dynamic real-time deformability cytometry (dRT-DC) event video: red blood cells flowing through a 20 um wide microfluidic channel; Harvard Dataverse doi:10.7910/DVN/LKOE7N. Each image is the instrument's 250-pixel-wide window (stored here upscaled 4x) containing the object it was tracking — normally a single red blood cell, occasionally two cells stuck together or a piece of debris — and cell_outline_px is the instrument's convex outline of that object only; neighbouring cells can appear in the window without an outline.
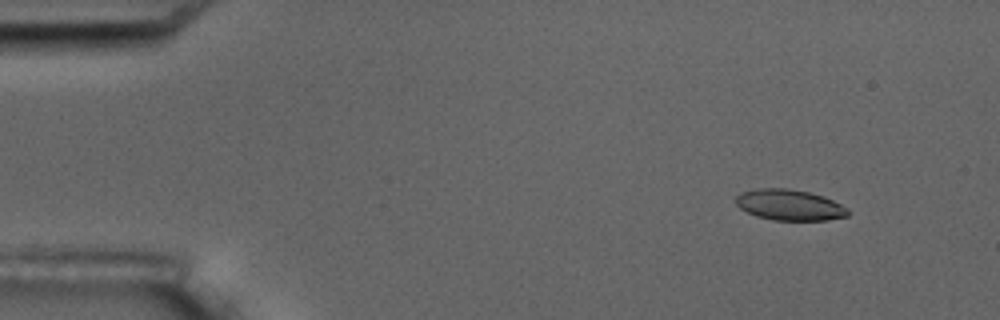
{"species": "common noctule bat (a hibernating species)", "species_latin": "Nyctalus noctula", "temperature_condition": "room temperature", "stored_images_in_passage": 6, "camera_frame_rate_fps": 3000, "um_per_image_px": 0.085, "animal": {"sex": "male", "body_mass_g": 17.5, "forearm_length_mm": 52.3}, "frame": {"image": 1, "passage_image": 2, "time_ms": 1.333, "image_size_px": [1000, 320], "cell_outline_px": [[848, 216], [828, 220], [772, 220], [756, 216], [740, 208], [736, 204], [736, 196], [740, 192], [756, 188], [788, 188], [808, 192], [824, 196], [848, 208]], "centroid_in_image_um": [67.09, 17.41], "position_along_channel_um": 17.9, "area_um2": 20.23}}
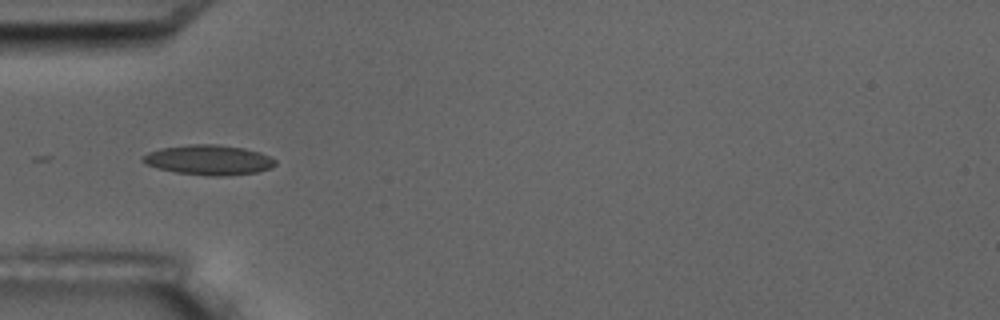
{"frame": {"image": 2, "passage_image": 5, "time_ms": 5.333, "image_size_px": [1000, 320], "cell_outline_px": [[276, 164], [272, 168], [256, 172], [224, 176], [212, 176], [176, 172], [156, 168], [144, 164], [140, 160], [148, 152], [160, 148], [188, 144], [216, 144], [244, 148], [260, 152], [276, 160]], "centroid_in_image_um": [17.72, 13.59], "position_along_channel_um": 67.3, "area_um2": 23.24}}